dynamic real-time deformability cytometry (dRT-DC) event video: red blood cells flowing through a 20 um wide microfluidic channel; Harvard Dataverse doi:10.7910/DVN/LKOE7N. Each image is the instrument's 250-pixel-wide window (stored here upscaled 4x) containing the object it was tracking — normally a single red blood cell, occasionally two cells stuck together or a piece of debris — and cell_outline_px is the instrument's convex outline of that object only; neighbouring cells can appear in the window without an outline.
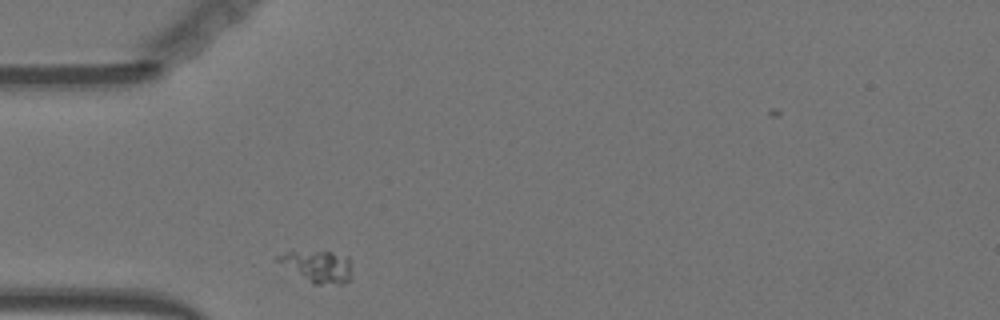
{"species": "Egyptian fruit bat (a non-hibernating species)", "species_latin": "Rousettus aegyptiacus", "temperature_condition": "warm", "stored_images_in_passage": 31, "camera_frame_rate_fps": 3000, "um_per_image_px": 0.085, "animal": {"sex": "female"}, "frame": {"image": 1, "passage_image": 1, "time_ms": 0.0, "image_size_px": [1000, 320], "cell_outline_px": [[352, 280], [344, 284], [312, 284], [272, 260], [276, 256], [288, 252], [332, 252], [348, 256], [352, 276]], "centroid_in_image_um": [26.99, 22.67], "position_along_channel_um": 58.0, "area_um2": 13.93}}
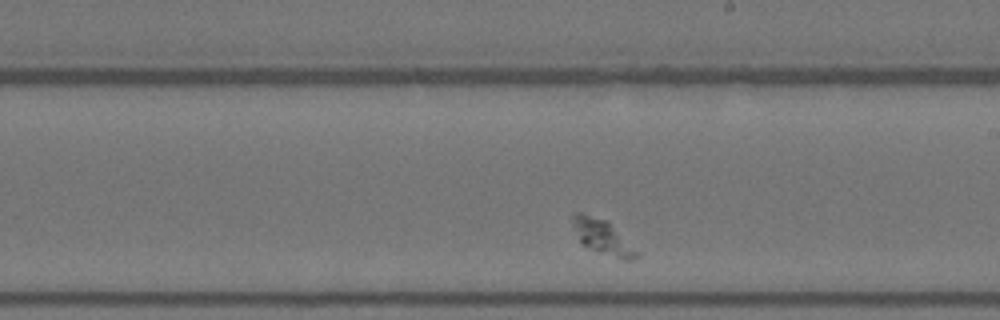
{"frame": {"image": 2, "passage_image": 18, "time_ms": 5.667, "image_size_px": [1000, 320], "cell_outline_px": [[640, 256], [628, 260], [624, 260], [596, 252], [580, 244], [572, 220], [572, 216], [576, 212], [584, 212], [608, 220], [640, 252]], "centroid_in_image_um": [51.24, 20.14], "position_along_channel_um": 237.8, "area_um2": 13.29}}
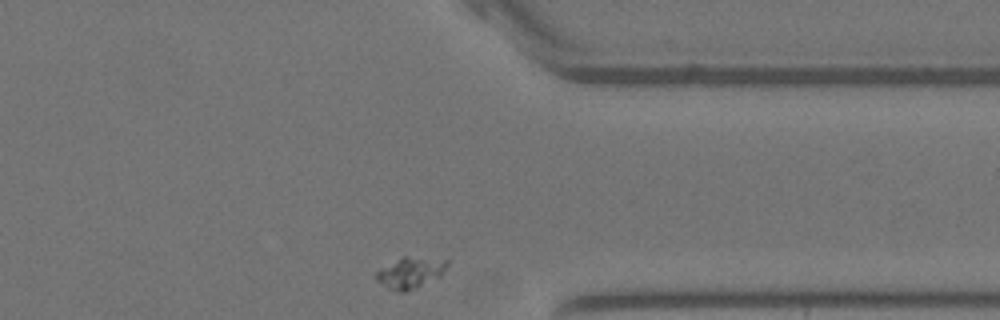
{"frame": {"image": 3, "passage_image": 31, "time_ms": 10.0, "image_size_px": [1000, 320], "cell_outline_px": [[448, 264], [440, 276], [416, 288], [404, 292], [400, 292], [388, 288], [376, 280], [376, 272], [380, 268], [404, 256], [448, 260]], "centroid_in_image_um": [34.87, 23.18], "position_along_channel_um": 376.5, "area_um2": 12.6}}